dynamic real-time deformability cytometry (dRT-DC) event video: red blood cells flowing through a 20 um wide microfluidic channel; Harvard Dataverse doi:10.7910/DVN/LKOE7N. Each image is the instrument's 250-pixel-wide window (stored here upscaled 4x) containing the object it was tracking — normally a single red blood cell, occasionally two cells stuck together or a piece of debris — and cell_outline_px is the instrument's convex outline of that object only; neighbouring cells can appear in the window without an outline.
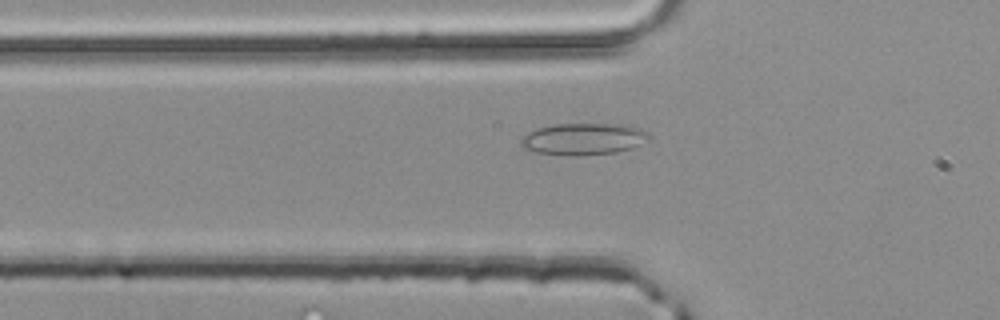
{"species": "common noctule bat (a hibernating species)", "species_latin": "Nyctalus noctula", "temperature_condition": "room temperature", "stored_images_in_passage": 35, "camera_frame_rate_fps": 3000, "um_per_image_px": 0.085, "animal": {"sex": "male", "body_mass_g": 20.4}, "frame": {"image": 1, "passage_image": 3, "time_ms": 0.667, "image_size_px": [1000, 320], "cell_outline_px": [[648, 136], [632, 148], [616, 152], [576, 156], [572, 156], [536, 152], [520, 148], [520, 140], [528, 132], [536, 128], [556, 124], [628, 124], [640, 128], [648, 132]], "centroid_in_image_um": [49.53, 11.81], "position_along_channel_um": 76.3, "area_um2": 23.64}}
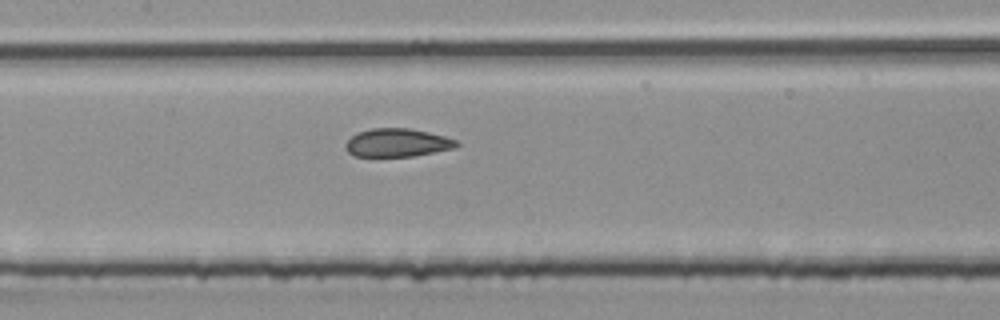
{"frame": {"image": 2, "passage_image": 10, "time_ms": 3.0, "image_size_px": [1000, 320], "cell_outline_px": [[460, 144], [456, 148], [412, 156], [352, 156], [344, 148], [344, 144], [356, 132], [372, 128], [408, 128], [428, 132], [444, 136], [456, 140]], "centroid_in_image_um": [33.74, 12.13], "position_along_channel_um": 173.7, "area_um2": 18.32}}
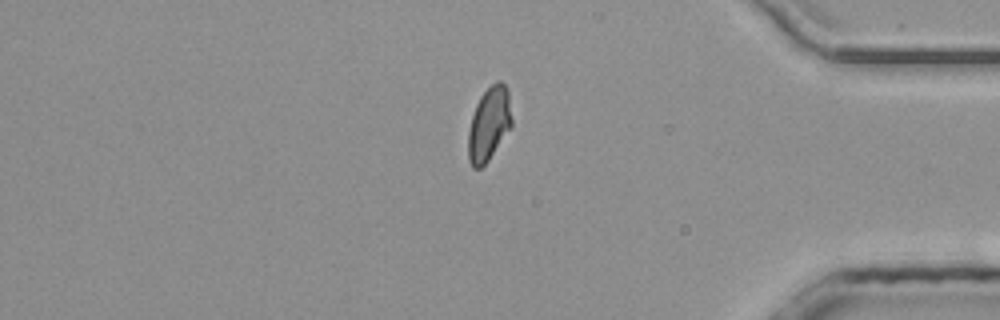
{"frame": {"image": 3, "passage_image": 28, "time_ms": 9.0, "image_size_px": [1000, 320], "cell_outline_px": [[512, 128], [488, 160], [480, 168], [472, 168], [468, 160], [468, 132], [472, 116], [476, 104], [480, 96], [496, 80], [500, 80], [504, 84], [508, 92], [512, 120]], "centroid_in_image_um": [41.57, 10.55], "position_along_channel_um": 393.6, "area_um2": 18.79}, "authors_computed_cell_mechanics": {"area_um2": 18.7272, "velocity_mm_per_s": 4.1328, "shape_relaxation_time_tau1_ms": null, "shape_relaxation_time_tau2_ms": 0.9602, "deformation_change_tau1": null, "deformation_change_tau2": 0.0797}}